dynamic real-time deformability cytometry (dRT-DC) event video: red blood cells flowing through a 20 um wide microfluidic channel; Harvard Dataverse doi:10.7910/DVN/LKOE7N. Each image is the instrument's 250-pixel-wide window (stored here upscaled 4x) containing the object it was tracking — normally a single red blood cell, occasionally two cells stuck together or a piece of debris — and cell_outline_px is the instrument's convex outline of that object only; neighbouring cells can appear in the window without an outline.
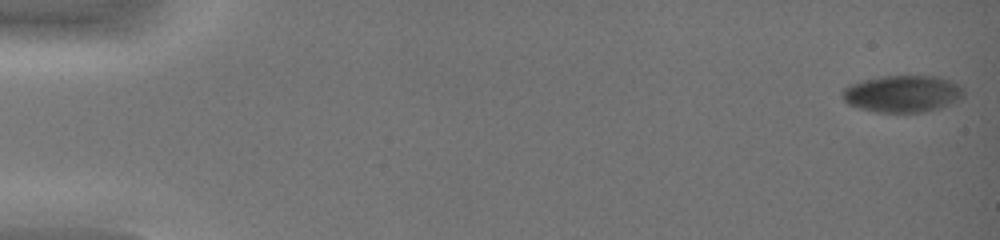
{"species": "common noctule bat (a hibernating species)", "species_latin": "Nyctalus noctula", "temperature_condition": "warm", "stored_images_in_passage": 44, "camera_frame_rate_fps": 3000, "um_per_image_px": 0.085, "animal": {"sex": "female", "body_mass_g": 19.0, "forearm_length_mm": 51.5}, "frame": {"image": 1, "passage_image": 1, "time_ms": 0.0, "image_size_px": [1000, 240], "cell_outline_px": [[964, 96], [940, 108], [924, 112], [876, 112], [860, 108], [848, 104], [844, 100], [840, 92], [848, 84], [860, 80], [880, 76], [940, 76], [964, 88]], "centroid_in_image_um": [76.67, 7.96], "position_along_channel_um": 8.3, "area_um2": 26.24}}
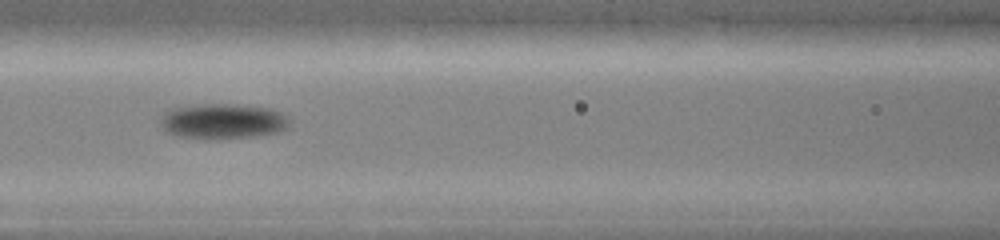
{"frame": {"image": 2, "passage_image": 22, "time_ms": 7.0, "image_size_px": [1000, 240], "cell_outline_px": [[292, 120], [288, 128], [280, 132], [252, 136], [216, 140], [204, 140], [176, 136], [164, 132], [160, 124], [160, 120], [164, 112], [168, 108], [204, 104], [232, 104], [268, 108], [280, 112], [288, 116]], "centroid_in_image_um": [18.91, 10.33], "position_along_channel_um": 147.7, "area_um2": 27.22}}
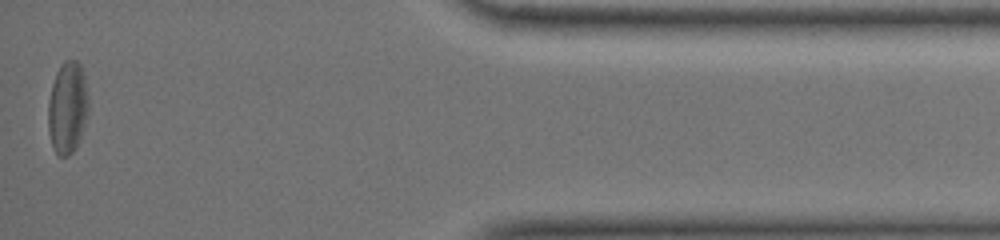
{"frame": {"image": 3, "passage_image": 44, "time_ms": 14.333, "image_size_px": [1000, 240], "cell_outline_px": [[88, 112], [76, 148], [68, 156], [60, 156], [52, 148], [48, 132], [48, 100], [52, 84], [56, 72], [60, 64], [64, 60], [76, 60], [80, 64], [84, 76], [88, 100]], "centroid_in_image_um": [5.71, 9.14], "position_along_channel_um": 429.5, "area_um2": 21.68}, "authors_computed_cell_mechanics": {"area_um2": 25.9811, "velocity_mm_per_s": 4.4276, "shape_relaxation_time_tau1_ms": null, "shape_relaxation_time_tau2_ms": 8.6848, "deformation_change_tau1": null, "deformation_change_tau2": 0.2011}}